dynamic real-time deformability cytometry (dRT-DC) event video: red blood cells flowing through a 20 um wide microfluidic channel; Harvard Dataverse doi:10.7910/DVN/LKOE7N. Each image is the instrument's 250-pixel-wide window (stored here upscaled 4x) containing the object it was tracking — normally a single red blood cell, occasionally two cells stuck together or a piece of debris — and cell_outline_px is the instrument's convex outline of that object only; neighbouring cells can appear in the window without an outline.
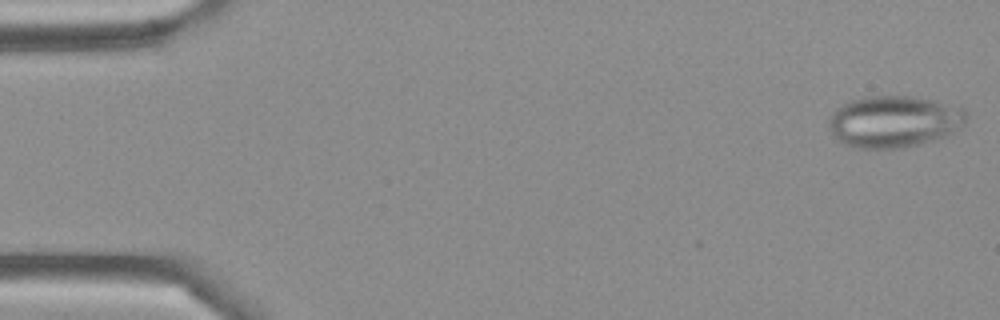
{"species": "Egyptian fruit bat (a non-hibernating species)", "species_latin": "Rousettus aegyptiacus", "temperature_condition": "cold", "stored_images_in_passage": 47, "camera_frame_rate_fps": 3000, "um_per_image_px": 0.085, "frame": {"image": 1, "passage_image": 1, "time_ms": 0.0, "image_size_px": [1000, 320], "cell_outline_px": [[968, 116], [964, 124], [948, 136], [920, 144], [904, 148], [852, 148], [844, 144], [832, 136], [828, 128], [828, 120], [832, 112], [836, 108], [852, 100], [868, 96], [912, 96], [932, 100], [964, 108], [968, 112]], "centroid_in_image_um": [75.98, 10.34], "position_along_channel_um": 9.0, "area_um2": 41.91}}